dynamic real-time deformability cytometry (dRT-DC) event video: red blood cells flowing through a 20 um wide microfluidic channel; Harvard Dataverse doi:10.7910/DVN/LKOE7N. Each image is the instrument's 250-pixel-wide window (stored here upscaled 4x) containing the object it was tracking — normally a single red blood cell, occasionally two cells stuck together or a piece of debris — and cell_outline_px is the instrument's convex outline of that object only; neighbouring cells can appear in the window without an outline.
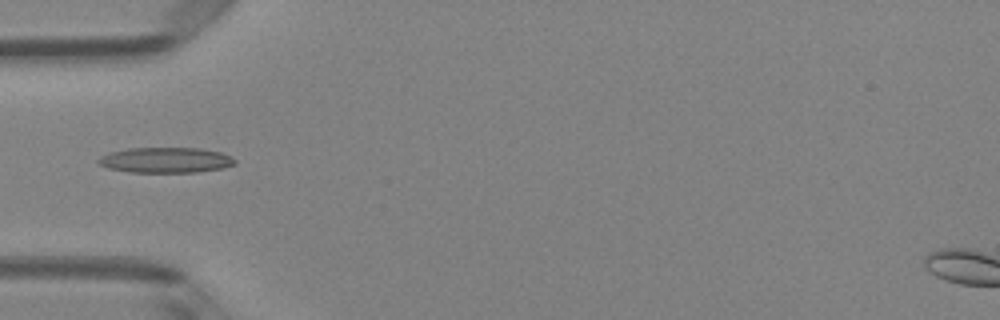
{"species": "Egyptian fruit bat (a non-hibernating species)", "species_latin": "Rousettus aegyptiacus", "temperature_condition": "room temperature", "stored_images_in_passage": 4, "camera_frame_rate_fps": 3000, "um_per_image_px": 0.085, "animal": {"sex": "female"}, "frame": {"image": 1, "passage_image": 3, "time_ms": 0.667, "image_size_px": [1000, 320], "cell_outline_px": [[236, 164], [220, 168], [196, 172], [128, 172], [108, 168], [100, 164], [96, 160], [100, 156], [108, 152], [128, 148], [200, 148], [220, 152], [236, 160]], "centroid_in_image_um": [14.03, 13.6], "position_along_channel_um": 71.0, "area_um2": 20.17}}
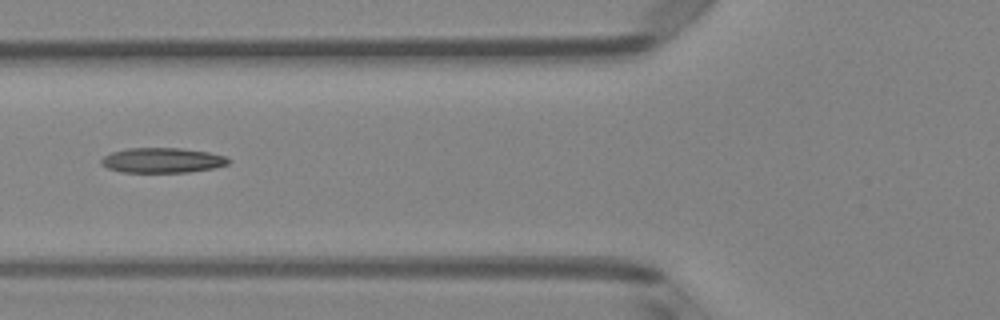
{"frame": {"image": 2, "passage_image": 4, "time_ms": 1.0, "image_size_px": [1000, 320], "cell_outline_px": [[232, 160], [228, 164], [212, 168], [188, 172], [120, 172], [108, 168], [100, 164], [100, 160], [104, 156], [112, 152], [128, 148], [180, 148], [208, 152], [228, 156]], "centroid_in_image_um": [13.81, 13.62], "position_along_channel_um": 112.0, "area_um2": 18.61}}